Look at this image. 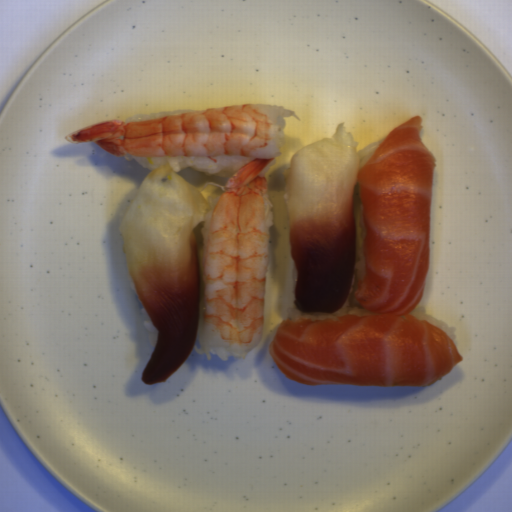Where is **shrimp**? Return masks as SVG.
<instances>
[{"label": "shrimp", "mask_w": 512, "mask_h": 512, "mask_svg": "<svg viewBox=\"0 0 512 512\" xmlns=\"http://www.w3.org/2000/svg\"><path fill=\"white\" fill-rule=\"evenodd\" d=\"M296 112L273 104L222 106L145 121L105 120L74 130L116 156L250 157L225 183L209 218L200 263V350L246 355L261 344L272 205L261 171L286 144Z\"/></svg>", "instance_id": "obj_1"}]
</instances>
